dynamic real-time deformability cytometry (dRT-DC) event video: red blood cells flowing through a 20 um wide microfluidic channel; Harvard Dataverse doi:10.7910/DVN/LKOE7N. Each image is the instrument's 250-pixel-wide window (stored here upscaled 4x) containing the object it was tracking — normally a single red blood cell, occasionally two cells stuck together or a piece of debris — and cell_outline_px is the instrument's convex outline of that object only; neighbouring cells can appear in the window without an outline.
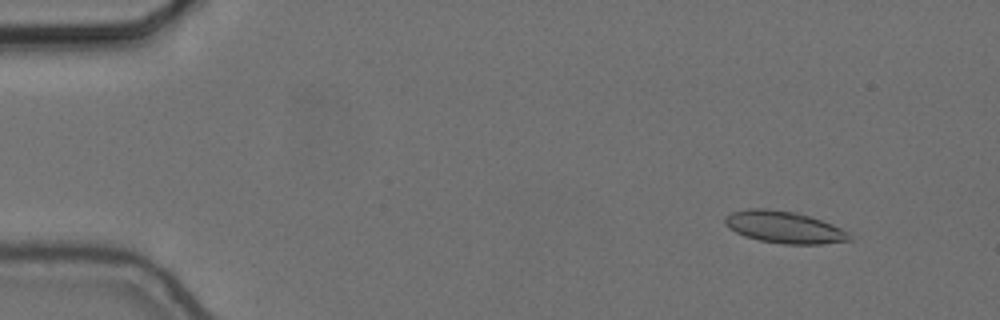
{"species": "common noctule bat (a hibernating species)", "species_latin": "Nyctalus noctula", "temperature_condition": "cold", "stored_images_in_passage": 56, "camera_frame_rate_fps": 3000, "um_per_image_px": 0.085, "animal": {"sex": "female", "body_mass_g": 24.6, "forearm_length_mm": 56.2}, "frame": {"image": 1, "passage_image": 6, "time_ms": 1.667, "image_size_px": [1000, 320], "cell_outline_px": [[852, 240], [820, 244], [784, 244], [760, 240], [744, 236], [728, 228], [724, 224], [724, 216], [732, 212], [748, 208], [764, 208], [796, 212], [832, 224], [848, 232], [852, 236]], "centroid_in_image_um": [66.62, 19.31], "position_along_channel_um": 18.4, "area_um2": 23.18}}
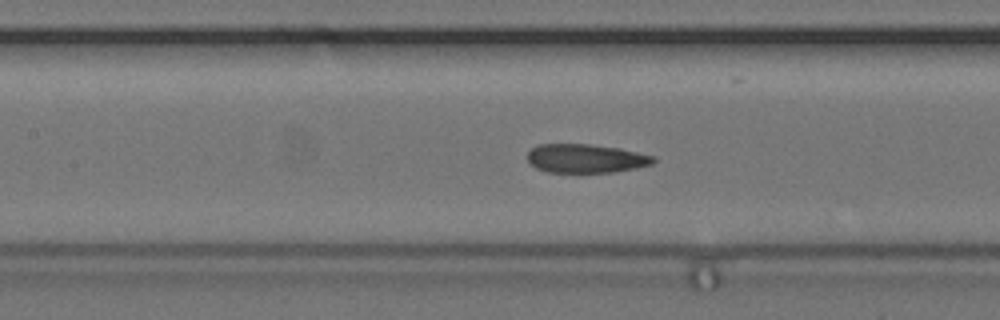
{"frame": {"image": 2, "passage_image": 26, "time_ms": 8.333, "image_size_px": [1000, 320], "cell_outline_px": [[656, 160], [652, 164], [636, 168], [612, 172], [548, 172], [536, 168], [528, 160], [528, 152], [536, 144], [592, 144], [620, 148], [656, 156]], "centroid_in_image_um": [49.82, 13.46], "position_along_channel_um": 157.6, "area_um2": 21.21}}
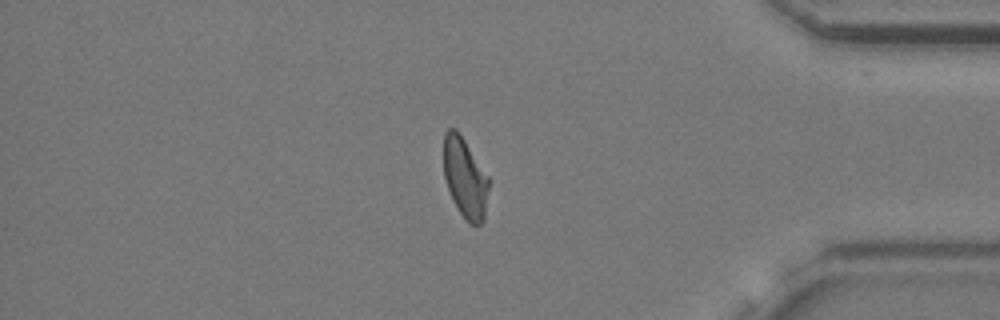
{"frame": {"image": 3, "passage_image": 48, "time_ms": 15.667, "image_size_px": [1000, 320], "cell_outline_px": [[488, 188], [484, 220], [480, 224], [468, 224], [456, 208], [452, 200], [444, 176], [444, 132], [448, 128], [456, 128], [488, 176]], "centroid_in_image_um": [39.51, 15.14], "position_along_channel_um": 395.7, "area_um2": 20.92}, "authors_computed_cell_mechanics": {"area_um2": 21.8484, "velocity_mm_per_s": 3.6508, "shape_relaxation_time_tau1_ms": null, "shape_relaxation_time_tau2_ms": 4.3745, "deformation_change_tau1": null, "deformation_change_tau2": 0.1016}}